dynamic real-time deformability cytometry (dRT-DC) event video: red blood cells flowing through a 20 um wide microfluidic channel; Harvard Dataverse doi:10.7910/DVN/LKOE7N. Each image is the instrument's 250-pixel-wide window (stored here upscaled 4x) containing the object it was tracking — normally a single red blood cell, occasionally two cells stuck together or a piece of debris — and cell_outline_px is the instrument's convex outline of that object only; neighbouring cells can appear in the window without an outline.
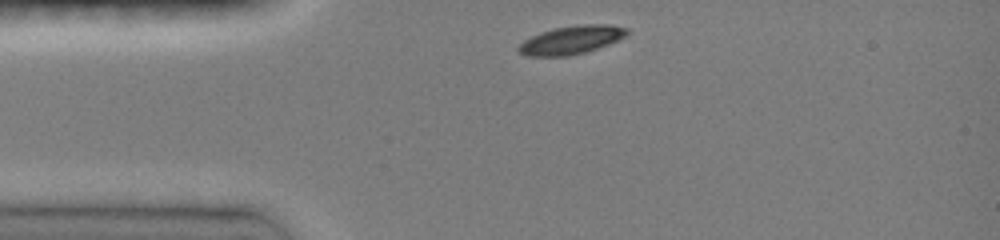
{"species": "common noctule bat (a hibernating species)", "species_latin": "Nyctalus noctula", "temperature_condition": "room temperature", "stored_images_in_passage": 2, "camera_frame_rate_fps": 3000, "um_per_image_px": 0.085, "animal": {"sex": "female", "body_mass_g": 19.0, "forearm_length_mm": 51.5}, "frame": {"image": 1, "passage_image": 1, "time_ms": 0.0, "image_size_px": [1000, 240], "cell_outline_px": [[628, 32], [624, 36], [608, 44], [584, 52], [568, 56], [528, 56], [520, 52], [516, 48], [524, 40], [540, 32], [552, 28], [580, 24], [612, 24], [628, 28]], "centroid_in_image_um": [48.54, 3.38], "position_along_channel_um": 36.5, "area_um2": 17.8}}